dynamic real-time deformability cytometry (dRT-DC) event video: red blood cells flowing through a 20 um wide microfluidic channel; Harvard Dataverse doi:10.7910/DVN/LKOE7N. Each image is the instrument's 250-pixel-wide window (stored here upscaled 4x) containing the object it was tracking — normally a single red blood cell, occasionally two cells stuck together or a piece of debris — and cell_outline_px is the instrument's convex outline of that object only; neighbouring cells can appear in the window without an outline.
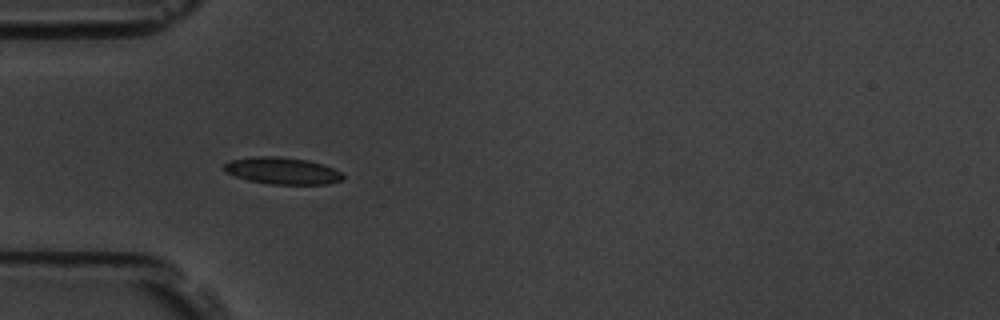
{"species": "common noctule bat (a hibernating species)", "species_latin": "Nyctalus noctula", "temperature_condition": "room temperature", "stored_images_in_passage": 7, "camera_frame_rate_fps": 3000, "um_per_image_px": 0.085, "animal": {"sex": "male", "body_mass_g": 19.5, "forearm_length_mm": 54.6}, "frame": {"image": 1, "passage_image": 6, "time_ms": 5.667, "image_size_px": [1000, 320], "cell_outline_px": [[344, 180], [328, 184], [272, 184], [248, 180], [224, 172], [224, 164], [232, 160], [252, 156], [276, 156], [308, 160], [324, 164], [340, 172], [344, 176]], "centroid_in_image_um": [24.01, 14.51], "position_along_channel_um": 61.0, "area_um2": 18.61}}
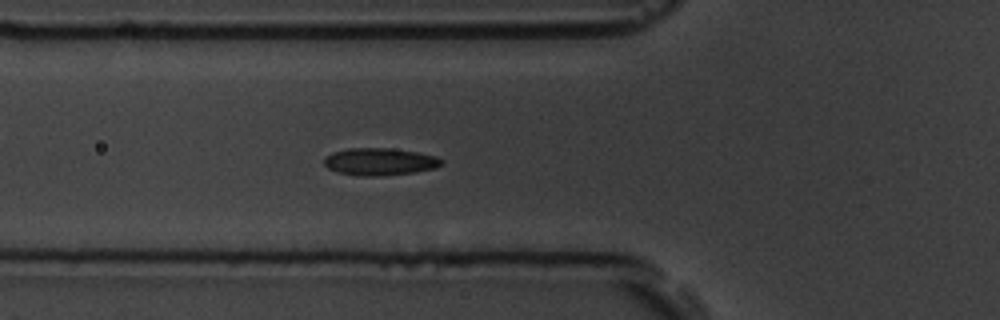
{"frame": {"image": 2, "passage_image": 7, "time_ms": 6.667, "image_size_px": [1000, 320], "cell_outline_px": [[444, 164], [436, 168], [416, 172], [380, 176], [356, 176], [336, 172], [328, 168], [324, 164], [324, 156], [332, 152], [348, 148], [388, 148], [416, 152], [432, 156], [444, 160]], "centroid_in_image_um": [32.24, 13.75], "position_along_channel_um": 93.6, "area_um2": 18.84}}